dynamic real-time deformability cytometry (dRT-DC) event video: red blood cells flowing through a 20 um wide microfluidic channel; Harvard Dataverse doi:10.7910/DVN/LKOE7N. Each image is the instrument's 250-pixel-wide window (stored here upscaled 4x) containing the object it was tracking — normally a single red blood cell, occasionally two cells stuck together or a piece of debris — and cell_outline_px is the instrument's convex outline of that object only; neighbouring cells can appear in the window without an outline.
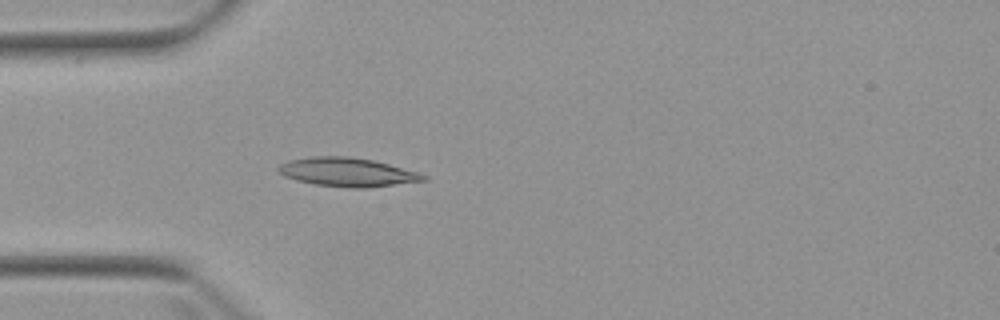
{"species": "Egyptian fruit bat (a non-hibernating species)", "species_latin": "Rousettus aegyptiacus", "temperature_condition": "warm", "stored_images_in_passage": 1, "camera_frame_rate_fps": 3000, "um_per_image_px": 0.085, "animal": {"sex": "female"}, "frame": {"image": 1, "passage_image": 1, "time_ms": 0.0, "image_size_px": [1000, 320], "cell_outline_px": [[428, 180], [364, 188], [352, 188], [316, 184], [296, 180], [284, 176], [276, 168], [280, 164], [288, 160], [312, 156], [348, 156], [372, 160], [388, 164], [416, 172], [428, 176]], "centroid_in_image_um": [29.49, 14.62], "position_along_channel_um": 55.5, "area_um2": 24.1}}